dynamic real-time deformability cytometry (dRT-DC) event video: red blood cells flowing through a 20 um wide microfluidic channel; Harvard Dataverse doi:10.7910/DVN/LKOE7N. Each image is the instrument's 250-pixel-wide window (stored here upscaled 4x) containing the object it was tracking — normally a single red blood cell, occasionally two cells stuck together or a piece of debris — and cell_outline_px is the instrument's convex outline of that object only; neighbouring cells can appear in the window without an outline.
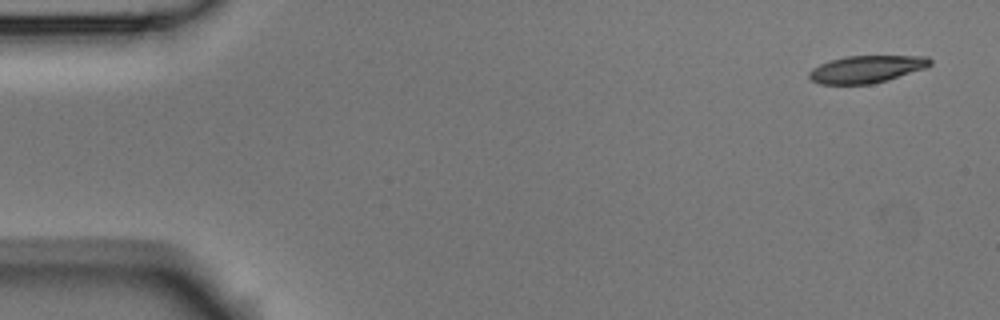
{"species": "Egyptian fruit bat (a non-hibernating species)", "species_latin": "Rousettus aegyptiacus", "temperature_condition": "room temperature", "stored_images_in_passage": 5, "camera_frame_rate_fps": 3000, "um_per_image_px": 0.085, "animal": {"sex": "male"}, "frame": {"image": 1, "passage_image": 1, "time_ms": 0.0, "image_size_px": [1000, 320], "cell_outline_px": [[932, 64], [924, 68], [888, 80], [872, 84], [820, 84], [812, 80], [808, 76], [808, 72], [812, 68], [820, 64], [844, 56], [928, 56], [932, 60]], "centroid_in_image_um": [73.65, 5.88], "position_along_channel_um": 11.4, "area_um2": 19.19}}
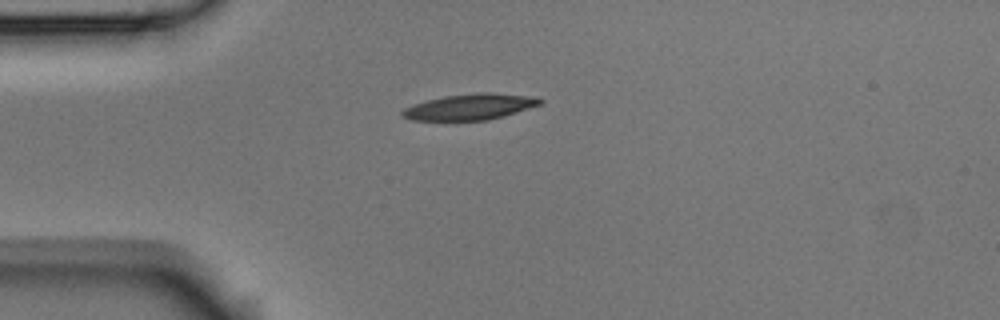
{"frame": {"image": 2, "passage_image": 4, "time_ms": 1.0, "image_size_px": [1000, 320], "cell_outline_px": [[544, 100], [540, 104], [504, 116], [488, 120], [412, 120], [404, 116], [400, 112], [404, 108], [412, 104], [444, 96], [476, 92], [488, 92], [540, 96]], "centroid_in_image_um": [40.0, 9.06], "position_along_channel_um": 45.0, "area_um2": 20.92}}
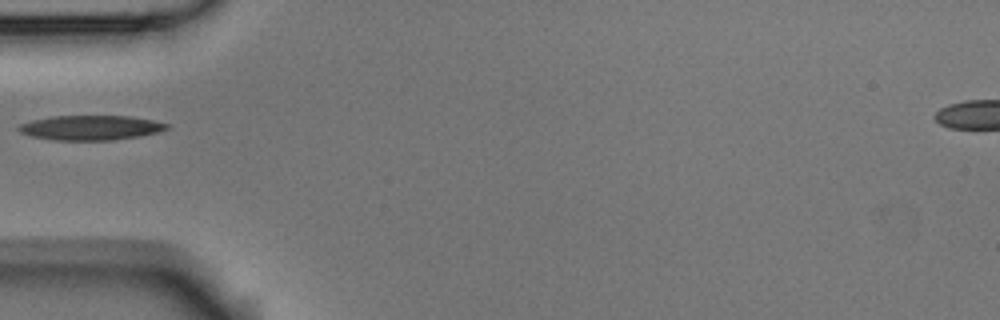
{"frame": {"image": 3, "passage_image": 5, "time_ms": 1.333, "image_size_px": [1000, 320], "cell_outline_px": [[168, 128], [156, 132], [140, 136], [112, 140], [56, 140], [32, 136], [20, 132], [16, 128], [20, 124], [32, 120], [52, 116], [132, 116], [152, 120], [168, 124]], "centroid_in_image_um": [7.68, 10.85], "position_along_channel_um": 77.3, "area_um2": 21.15}}